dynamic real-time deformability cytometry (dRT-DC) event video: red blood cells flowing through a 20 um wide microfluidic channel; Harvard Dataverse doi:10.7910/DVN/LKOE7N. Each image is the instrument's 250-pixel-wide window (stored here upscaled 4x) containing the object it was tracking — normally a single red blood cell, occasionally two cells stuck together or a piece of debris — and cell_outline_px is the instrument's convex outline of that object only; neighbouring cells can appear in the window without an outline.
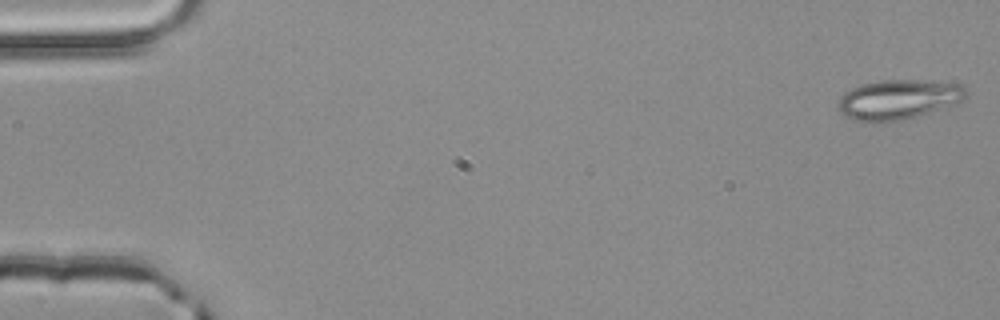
{"species": "common noctule bat (a hibernating species)", "species_latin": "Nyctalus noctula", "temperature_condition": "room temperature", "stored_images_in_passage": 52, "camera_frame_rate_fps": 3000, "um_per_image_px": 0.085, "animal": {"sex": "male", "body_mass_g": 20.4}, "frame": {"image": 1, "passage_image": 1, "time_ms": 0.0, "image_size_px": [1000, 320], "cell_outline_px": [[968, 92], [964, 100], [904, 120], [876, 124], [852, 120], [844, 116], [840, 112], [840, 96], [844, 92], [860, 84], [880, 80], [916, 80], [960, 84]], "centroid_in_image_um": [76.3, 8.48], "position_along_channel_um": 8.7, "area_um2": 29.71}}
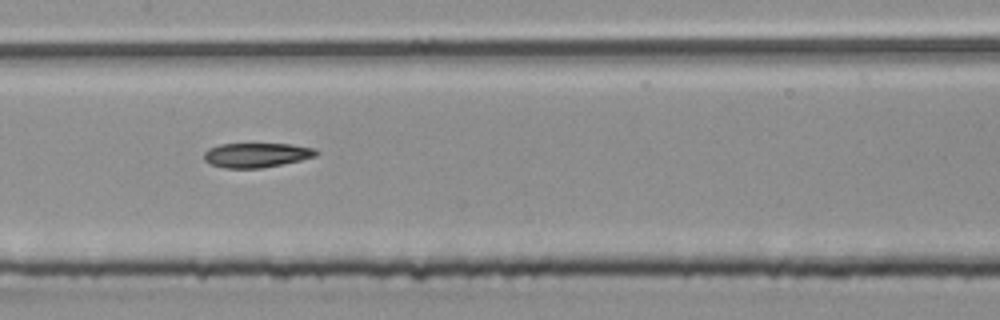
{"frame": {"image": 2, "passage_image": 26, "time_ms": 8.333, "image_size_px": [1000, 320], "cell_outline_px": [[320, 152], [316, 156], [300, 160], [264, 168], [224, 168], [212, 164], [204, 160], [204, 152], [208, 148], [220, 144], [292, 144], [316, 148]], "centroid_in_image_um": [21.83, 13.18], "position_along_channel_um": 185.6, "area_um2": 16.13}}
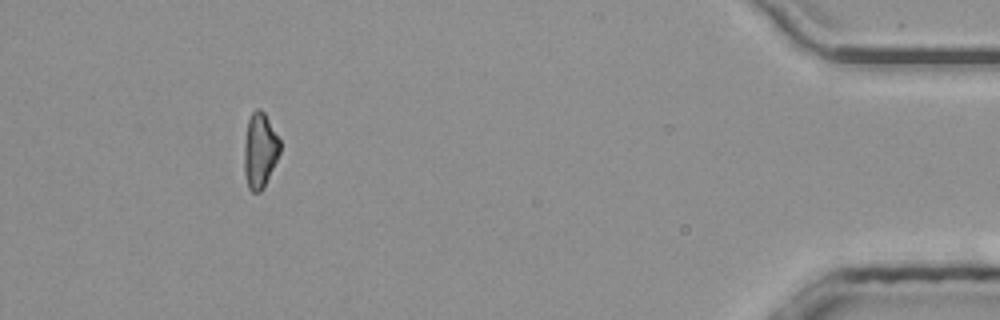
{"frame": {"image": 3, "passage_image": 48, "time_ms": 15.667, "image_size_px": [1000, 320], "cell_outline_px": [[280, 152], [264, 188], [260, 192], [252, 192], [248, 188], [244, 172], [244, 144], [248, 120], [252, 112], [256, 108], [260, 108], [264, 112], [280, 140]], "centroid_in_image_um": [22.08, 12.8], "position_along_channel_um": 413.1, "area_um2": 15.72}, "authors_computed_cell_mechanics": {"area_um2": 16.8776, "velocity_mm_per_s": 4.0022, "shape_relaxation_time_tau1_ms": null, "shape_relaxation_time_tau2_ms": 7.0307, "deformation_change_tau1": null, "deformation_change_tau2": 0.1685}}